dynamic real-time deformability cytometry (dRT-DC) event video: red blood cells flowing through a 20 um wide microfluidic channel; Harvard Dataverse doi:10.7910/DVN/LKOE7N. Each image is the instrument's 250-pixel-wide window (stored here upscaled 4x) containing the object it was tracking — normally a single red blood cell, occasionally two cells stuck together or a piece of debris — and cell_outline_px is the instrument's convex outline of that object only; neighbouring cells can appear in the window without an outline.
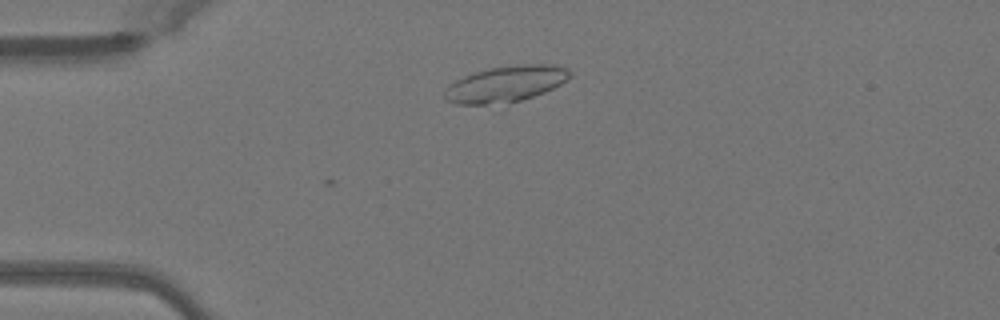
{"species": "Egyptian fruit bat (a non-hibernating species)", "species_latin": "Rousettus aegyptiacus", "temperature_condition": "warm", "stored_images_in_passage": 3, "camera_frame_rate_fps": 3000, "um_per_image_px": 0.085, "animal": {"sex": "female"}, "frame": {"image": 1, "passage_image": 1, "time_ms": 0.0, "image_size_px": [1000, 320], "cell_outline_px": [[572, 76], [568, 80], [544, 92], [520, 100], [484, 104], [456, 104], [444, 100], [444, 92], [448, 84], [464, 76], [476, 72], [492, 68], [524, 64], [556, 64], [568, 68]], "centroid_in_image_um": [42.99, 7.12], "position_along_channel_um": 42.0, "area_um2": 26.07}}